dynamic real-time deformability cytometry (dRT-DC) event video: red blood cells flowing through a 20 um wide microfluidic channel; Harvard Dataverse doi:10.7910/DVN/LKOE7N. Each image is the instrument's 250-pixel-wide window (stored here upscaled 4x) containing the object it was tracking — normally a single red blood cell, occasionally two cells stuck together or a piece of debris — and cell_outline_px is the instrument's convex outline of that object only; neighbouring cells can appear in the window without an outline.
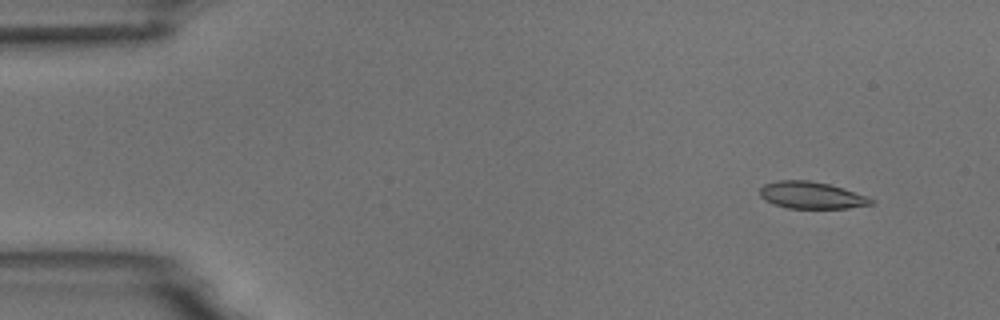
{"species": "common noctule bat (a hibernating species)", "species_latin": "Nyctalus noctula", "temperature_condition": "room temperature", "stored_images_in_passage": 10, "camera_frame_rate_fps": 3000, "um_per_image_px": 0.085, "animal": {"sex": "male", "body_mass_g": 18.8}, "frame": {"image": 1, "passage_image": 4, "time_ms": 1.0, "image_size_px": [1000, 320], "cell_outline_px": [[876, 200], [872, 204], [848, 208], [788, 208], [772, 204], [764, 200], [760, 196], [760, 188], [764, 184], [776, 180], [808, 180], [828, 184], [844, 188], [868, 196]], "centroid_in_image_um": [68.97, 16.59], "position_along_channel_um": 16.0, "area_um2": 17.63}}